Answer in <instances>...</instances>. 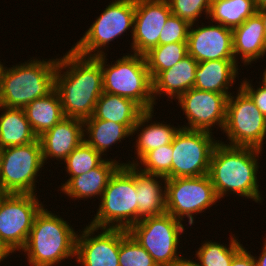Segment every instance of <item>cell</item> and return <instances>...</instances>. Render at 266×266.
<instances>
[{
    "label": "cell",
    "instance_id": "obj_4",
    "mask_svg": "<svg viewBox=\"0 0 266 266\" xmlns=\"http://www.w3.org/2000/svg\"><path fill=\"white\" fill-rule=\"evenodd\" d=\"M77 233L64 218L43 207L21 251L31 266H56L75 258Z\"/></svg>",
    "mask_w": 266,
    "mask_h": 266
},
{
    "label": "cell",
    "instance_id": "obj_22",
    "mask_svg": "<svg viewBox=\"0 0 266 266\" xmlns=\"http://www.w3.org/2000/svg\"><path fill=\"white\" fill-rule=\"evenodd\" d=\"M198 62L190 55L184 57L170 69L162 71L153 80V97L155 105L157 97L164 94L170 100L178 99L184 92L194 87L195 71Z\"/></svg>",
    "mask_w": 266,
    "mask_h": 266
},
{
    "label": "cell",
    "instance_id": "obj_7",
    "mask_svg": "<svg viewBox=\"0 0 266 266\" xmlns=\"http://www.w3.org/2000/svg\"><path fill=\"white\" fill-rule=\"evenodd\" d=\"M185 230L182 221L166 212L140 220L128 232L158 266H177L184 258L178 248Z\"/></svg>",
    "mask_w": 266,
    "mask_h": 266
},
{
    "label": "cell",
    "instance_id": "obj_9",
    "mask_svg": "<svg viewBox=\"0 0 266 266\" xmlns=\"http://www.w3.org/2000/svg\"><path fill=\"white\" fill-rule=\"evenodd\" d=\"M44 166L39 138L26 145L2 149L1 192L37 194L36 182L39 183L37 177L40 176L39 173L44 169Z\"/></svg>",
    "mask_w": 266,
    "mask_h": 266
},
{
    "label": "cell",
    "instance_id": "obj_34",
    "mask_svg": "<svg viewBox=\"0 0 266 266\" xmlns=\"http://www.w3.org/2000/svg\"><path fill=\"white\" fill-rule=\"evenodd\" d=\"M172 160L173 149L172 143H170L147 152L135 165L143 172L170 179L172 178Z\"/></svg>",
    "mask_w": 266,
    "mask_h": 266
},
{
    "label": "cell",
    "instance_id": "obj_21",
    "mask_svg": "<svg viewBox=\"0 0 266 266\" xmlns=\"http://www.w3.org/2000/svg\"><path fill=\"white\" fill-rule=\"evenodd\" d=\"M115 159H106L97 167L91 169L85 174H81L72 177L60 191L69 196L72 200L91 197L101 198L103 191L105 190L107 183L120 165H124V162Z\"/></svg>",
    "mask_w": 266,
    "mask_h": 266
},
{
    "label": "cell",
    "instance_id": "obj_10",
    "mask_svg": "<svg viewBox=\"0 0 266 266\" xmlns=\"http://www.w3.org/2000/svg\"><path fill=\"white\" fill-rule=\"evenodd\" d=\"M228 97L225 133L229 146L253 147L263 150L266 138V117L240 88ZM235 94V95H233Z\"/></svg>",
    "mask_w": 266,
    "mask_h": 266
},
{
    "label": "cell",
    "instance_id": "obj_46",
    "mask_svg": "<svg viewBox=\"0 0 266 266\" xmlns=\"http://www.w3.org/2000/svg\"><path fill=\"white\" fill-rule=\"evenodd\" d=\"M2 66H3V64H2L1 61H0V72H1Z\"/></svg>",
    "mask_w": 266,
    "mask_h": 266
},
{
    "label": "cell",
    "instance_id": "obj_8",
    "mask_svg": "<svg viewBox=\"0 0 266 266\" xmlns=\"http://www.w3.org/2000/svg\"><path fill=\"white\" fill-rule=\"evenodd\" d=\"M100 16L90 25L72 49L84 57H98L107 54L103 51L110 42L128 30L133 36L135 0H112ZM124 33V34H123Z\"/></svg>",
    "mask_w": 266,
    "mask_h": 266
},
{
    "label": "cell",
    "instance_id": "obj_23",
    "mask_svg": "<svg viewBox=\"0 0 266 266\" xmlns=\"http://www.w3.org/2000/svg\"><path fill=\"white\" fill-rule=\"evenodd\" d=\"M165 183L166 177L143 172L136 166L138 222L167 212Z\"/></svg>",
    "mask_w": 266,
    "mask_h": 266
},
{
    "label": "cell",
    "instance_id": "obj_38",
    "mask_svg": "<svg viewBox=\"0 0 266 266\" xmlns=\"http://www.w3.org/2000/svg\"><path fill=\"white\" fill-rule=\"evenodd\" d=\"M230 266H256L254 256L244 247L232 260Z\"/></svg>",
    "mask_w": 266,
    "mask_h": 266
},
{
    "label": "cell",
    "instance_id": "obj_14",
    "mask_svg": "<svg viewBox=\"0 0 266 266\" xmlns=\"http://www.w3.org/2000/svg\"><path fill=\"white\" fill-rule=\"evenodd\" d=\"M231 94H221L191 88L177 100L188 123L181 125L187 130L213 133L214 128L223 131L226 122L227 101ZM216 125V126H215ZM214 127V128H212Z\"/></svg>",
    "mask_w": 266,
    "mask_h": 266
},
{
    "label": "cell",
    "instance_id": "obj_24",
    "mask_svg": "<svg viewBox=\"0 0 266 266\" xmlns=\"http://www.w3.org/2000/svg\"><path fill=\"white\" fill-rule=\"evenodd\" d=\"M235 60H209L199 62L195 71L193 88L221 94H232L229 90L236 83L240 69ZM239 70V71H238Z\"/></svg>",
    "mask_w": 266,
    "mask_h": 266
},
{
    "label": "cell",
    "instance_id": "obj_6",
    "mask_svg": "<svg viewBox=\"0 0 266 266\" xmlns=\"http://www.w3.org/2000/svg\"><path fill=\"white\" fill-rule=\"evenodd\" d=\"M107 63V55L94 57L101 65L103 92L129 98L144 110L154 109L153 81L144 55L129 54Z\"/></svg>",
    "mask_w": 266,
    "mask_h": 266
},
{
    "label": "cell",
    "instance_id": "obj_2",
    "mask_svg": "<svg viewBox=\"0 0 266 266\" xmlns=\"http://www.w3.org/2000/svg\"><path fill=\"white\" fill-rule=\"evenodd\" d=\"M262 151L253 147L229 146L219 140L213 149L208 172L219 200L231 193L262 203L261 185L257 179Z\"/></svg>",
    "mask_w": 266,
    "mask_h": 266
},
{
    "label": "cell",
    "instance_id": "obj_33",
    "mask_svg": "<svg viewBox=\"0 0 266 266\" xmlns=\"http://www.w3.org/2000/svg\"><path fill=\"white\" fill-rule=\"evenodd\" d=\"M119 266H158L128 230L120 229Z\"/></svg>",
    "mask_w": 266,
    "mask_h": 266
},
{
    "label": "cell",
    "instance_id": "obj_35",
    "mask_svg": "<svg viewBox=\"0 0 266 266\" xmlns=\"http://www.w3.org/2000/svg\"><path fill=\"white\" fill-rule=\"evenodd\" d=\"M172 15L187 21L189 24H197L199 17L206 14L208 17L211 0H167ZM198 19V20H197Z\"/></svg>",
    "mask_w": 266,
    "mask_h": 266
},
{
    "label": "cell",
    "instance_id": "obj_41",
    "mask_svg": "<svg viewBox=\"0 0 266 266\" xmlns=\"http://www.w3.org/2000/svg\"><path fill=\"white\" fill-rule=\"evenodd\" d=\"M257 14L262 19V23H263V27H264V34H265V37H266V5L258 8L257 9Z\"/></svg>",
    "mask_w": 266,
    "mask_h": 266
},
{
    "label": "cell",
    "instance_id": "obj_26",
    "mask_svg": "<svg viewBox=\"0 0 266 266\" xmlns=\"http://www.w3.org/2000/svg\"><path fill=\"white\" fill-rule=\"evenodd\" d=\"M0 111V148L22 146L38 139L24 109L0 105Z\"/></svg>",
    "mask_w": 266,
    "mask_h": 266
},
{
    "label": "cell",
    "instance_id": "obj_30",
    "mask_svg": "<svg viewBox=\"0 0 266 266\" xmlns=\"http://www.w3.org/2000/svg\"><path fill=\"white\" fill-rule=\"evenodd\" d=\"M229 245L207 239L196 251L195 263L199 266H230L233 258L244 248L235 234L230 236ZM229 246V247H228Z\"/></svg>",
    "mask_w": 266,
    "mask_h": 266
},
{
    "label": "cell",
    "instance_id": "obj_29",
    "mask_svg": "<svg viewBox=\"0 0 266 266\" xmlns=\"http://www.w3.org/2000/svg\"><path fill=\"white\" fill-rule=\"evenodd\" d=\"M256 13L254 0H211L207 19L234 29Z\"/></svg>",
    "mask_w": 266,
    "mask_h": 266
},
{
    "label": "cell",
    "instance_id": "obj_15",
    "mask_svg": "<svg viewBox=\"0 0 266 266\" xmlns=\"http://www.w3.org/2000/svg\"><path fill=\"white\" fill-rule=\"evenodd\" d=\"M82 229L76 237L75 261L81 266H119L120 229Z\"/></svg>",
    "mask_w": 266,
    "mask_h": 266
},
{
    "label": "cell",
    "instance_id": "obj_1",
    "mask_svg": "<svg viewBox=\"0 0 266 266\" xmlns=\"http://www.w3.org/2000/svg\"><path fill=\"white\" fill-rule=\"evenodd\" d=\"M55 90L65 117L82 121L90 118L103 93L100 63L94 57L81 56L71 48L58 58Z\"/></svg>",
    "mask_w": 266,
    "mask_h": 266
},
{
    "label": "cell",
    "instance_id": "obj_43",
    "mask_svg": "<svg viewBox=\"0 0 266 266\" xmlns=\"http://www.w3.org/2000/svg\"><path fill=\"white\" fill-rule=\"evenodd\" d=\"M256 8H260L266 5V0H254Z\"/></svg>",
    "mask_w": 266,
    "mask_h": 266
},
{
    "label": "cell",
    "instance_id": "obj_16",
    "mask_svg": "<svg viewBox=\"0 0 266 266\" xmlns=\"http://www.w3.org/2000/svg\"><path fill=\"white\" fill-rule=\"evenodd\" d=\"M167 0H135L133 54L145 55L159 45L160 33L171 15Z\"/></svg>",
    "mask_w": 266,
    "mask_h": 266
},
{
    "label": "cell",
    "instance_id": "obj_17",
    "mask_svg": "<svg viewBox=\"0 0 266 266\" xmlns=\"http://www.w3.org/2000/svg\"><path fill=\"white\" fill-rule=\"evenodd\" d=\"M212 24H190L187 38L188 55L198 63L209 60H235L232 29L221 24Z\"/></svg>",
    "mask_w": 266,
    "mask_h": 266
},
{
    "label": "cell",
    "instance_id": "obj_31",
    "mask_svg": "<svg viewBox=\"0 0 266 266\" xmlns=\"http://www.w3.org/2000/svg\"><path fill=\"white\" fill-rule=\"evenodd\" d=\"M188 55L187 42L158 45L146 53L145 59L152 81Z\"/></svg>",
    "mask_w": 266,
    "mask_h": 266
},
{
    "label": "cell",
    "instance_id": "obj_11",
    "mask_svg": "<svg viewBox=\"0 0 266 266\" xmlns=\"http://www.w3.org/2000/svg\"><path fill=\"white\" fill-rule=\"evenodd\" d=\"M166 211L180 221L195 223V214L205 212L219 200L208 174L199 177L166 179ZM194 215V216H193Z\"/></svg>",
    "mask_w": 266,
    "mask_h": 266
},
{
    "label": "cell",
    "instance_id": "obj_39",
    "mask_svg": "<svg viewBox=\"0 0 266 266\" xmlns=\"http://www.w3.org/2000/svg\"><path fill=\"white\" fill-rule=\"evenodd\" d=\"M266 237V236H264ZM265 242L264 245L262 246V251L260 256H254L255 264L256 266H266V238L263 239Z\"/></svg>",
    "mask_w": 266,
    "mask_h": 266
},
{
    "label": "cell",
    "instance_id": "obj_37",
    "mask_svg": "<svg viewBox=\"0 0 266 266\" xmlns=\"http://www.w3.org/2000/svg\"><path fill=\"white\" fill-rule=\"evenodd\" d=\"M239 84V87L251 98L260 112L266 117V87L259 82V87L254 88L253 83L247 78L241 79Z\"/></svg>",
    "mask_w": 266,
    "mask_h": 266
},
{
    "label": "cell",
    "instance_id": "obj_28",
    "mask_svg": "<svg viewBox=\"0 0 266 266\" xmlns=\"http://www.w3.org/2000/svg\"><path fill=\"white\" fill-rule=\"evenodd\" d=\"M23 109L37 137L65 118L61 100L56 90L48 96L35 99Z\"/></svg>",
    "mask_w": 266,
    "mask_h": 266
},
{
    "label": "cell",
    "instance_id": "obj_12",
    "mask_svg": "<svg viewBox=\"0 0 266 266\" xmlns=\"http://www.w3.org/2000/svg\"><path fill=\"white\" fill-rule=\"evenodd\" d=\"M44 206L37 194L0 196V240L13 253L25 247L34 219Z\"/></svg>",
    "mask_w": 266,
    "mask_h": 266
},
{
    "label": "cell",
    "instance_id": "obj_18",
    "mask_svg": "<svg viewBox=\"0 0 266 266\" xmlns=\"http://www.w3.org/2000/svg\"><path fill=\"white\" fill-rule=\"evenodd\" d=\"M38 138L44 164L48 163V159H56L63 164L67 156L84 141V123L80 119L65 117Z\"/></svg>",
    "mask_w": 266,
    "mask_h": 266
},
{
    "label": "cell",
    "instance_id": "obj_42",
    "mask_svg": "<svg viewBox=\"0 0 266 266\" xmlns=\"http://www.w3.org/2000/svg\"><path fill=\"white\" fill-rule=\"evenodd\" d=\"M177 266H199L193 259L184 257Z\"/></svg>",
    "mask_w": 266,
    "mask_h": 266
},
{
    "label": "cell",
    "instance_id": "obj_27",
    "mask_svg": "<svg viewBox=\"0 0 266 266\" xmlns=\"http://www.w3.org/2000/svg\"><path fill=\"white\" fill-rule=\"evenodd\" d=\"M84 123V141L97 152L106 155L107 150L121 140L132 135L124 124L102 119H86Z\"/></svg>",
    "mask_w": 266,
    "mask_h": 266
},
{
    "label": "cell",
    "instance_id": "obj_36",
    "mask_svg": "<svg viewBox=\"0 0 266 266\" xmlns=\"http://www.w3.org/2000/svg\"><path fill=\"white\" fill-rule=\"evenodd\" d=\"M189 28L187 21L171 14L160 33L159 45L187 42Z\"/></svg>",
    "mask_w": 266,
    "mask_h": 266
},
{
    "label": "cell",
    "instance_id": "obj_32",
    "mask_svg": "<svg viewBox=\"0 0 266 266\" xmlns=\"http://www.w3.org/2000/svg\"><path fill=\"white\" fill-rule=\"evenodd\" d=\"M104 160L101 153L83 141L64 160V164L66 165L65 170L70 177L65 183H61L60 189L72 177L87 173L91 169L99 166Z\"/></svg>",
    "mask_w": 266,
    "mask_h": 266
},
{
    "label": "cell",
    "instance_id": "obj_45",
    "mask_svg": "<svg viewBox=\"0 0 266 266\" xmlns=\"http://www.w3.org/2000/svg\"><path fill=\"white\" fill-rule=\"evenodd\" d=\"M1 155H2V148H0V172H1Z\"/></svg>",
    "mask_w": 266,
    "mask_h": 266
},
{
    "label": "cell",
    "instance_id": "obj_19",
    "mask_svg": "<svg viewBox=\"0 0 266 266\" xmlns=\"http://www.w3.org/2000/svg\"><path fill=\"white\" fill-rule=\"evenodd\" d=\"M153 116L154 109L145 110L139 117L135 126L132 128V136H134L136 133L138 134L136 135L137 139L134 142L136 143L134 144V146L136 145L134 147V154L137 155V158L135 159L136 161L134 159L132 160V162L129 160L127 163L126 161L124 165H135L136 163H138V160H140L147 152L172 143L175 134L181 128L179 125V128H176V126L174 127V125L172 126L170 125V123L167 124V122H164V124L163 122H158L157 120L153 122Z\"/></svg>",
    "mask_w": 266,
    "mask_h": 266
},
{
    "label": "cell",
    "instance_id": "obj_5",
    "mask_svg": "<svg viewBox=\"0 0 266 266\" xmlns=\"http://www.w3.org/2000/svg\"><path fill=\"white\" fill-rule=\"evenodd\" d=\"M136 165H120L110 177L97 213L88 225L129 230L138 223Z\"/></svg>",
    "mask_w": 266,
    "mask_h": 266
},
{
    "label": "cell",
    "instance_id": "obj_44",
    "mask_svg": "<svg viewBox=\"0 0 266 266\" xmlns=\"http://www.w3.org/2000/svg\"><path fill=\"white\" fill-rule=\"evenodd\" d=\"M263 70H264V72H263L261 84H263L266 87V68Z\"/></svg>",
    "mask_w": 266,
    "mask_h": 266
},
{
    "label": "cell",
    "instance_id": "obj_20",
    "mask_svg": "<svg viewBox=\"0 0 266 266\" xmlns=\"http://www.w3.org/2000/svg\"><path fill=\"white\" fill-rule=\"evenodd\" d=\"M233 54L235 61L238 60L245 65H251L253 61L259 60L266 55V37L262 19L256 13L249 17L243 24L232 29ZM238 56L240 58H238Z\"/></svg>",
    "mask_w": 266,
    "mask_h": 266
},
{
    "label": "cell",
    "instance_id": "obj_3",
    "mask_svg": "<svg viewBox=\"0 0 266 266\" xmlns=\"http://www.w3.org/2000/svg\"><path fill=\"white\" fill-rule=\"evenodd\" d=\"M33 58V59H32ZM2 66L0 72V105L24 108L27 104L48 96L55 90V72L58 58L40 59Z\"/></svg>",
    "mask_w": 266,
    "mask_h": 266
},
{
    "label": "cell",
    "instance_id": "obj_25",
    "mask_svg": "<svg viewBox=\"0 0 266 266\" xmlns=\"http://www.w3.org/2000/svg\"><path fill=\"white\" fill-rule=\"evenodd\" d=\"M145 110L134 100L103 92L93 115L88 119H102L127 126L131 131Z\"/></svg>",
    "mask_w": 266,
    "mask_h": 266
},
{
    "label": "cell",
    "instance_id": "obj_13",
    "mask_svg": "<svg viewBox=\"0 0 266 266\" xmlns=\"http://www.w3.org/2000/svg\"><path fill=\"white\" fill-rule=\"evenodd\" d=\"M213 133L180 128L172 141V178L208 174L210 158L219 140Z\"/></svg>",
    "mask_w": 266,
    "mask_h": 266
},
{
    "label": "cell",
    "instance_id": "obj_40",
    "mask_svg": "<svg viewBox=\"0 0 266 266\" xmlns=\"http://www.w3.org/2000/svg\"><path fill=\"white\" fill-rule=\"evenodd\" d=\"M13 252L0 240V263L11 256Z\"/></svg>",
    "mask_w": 266,
    "mask_h": 266
}]
</instances>
